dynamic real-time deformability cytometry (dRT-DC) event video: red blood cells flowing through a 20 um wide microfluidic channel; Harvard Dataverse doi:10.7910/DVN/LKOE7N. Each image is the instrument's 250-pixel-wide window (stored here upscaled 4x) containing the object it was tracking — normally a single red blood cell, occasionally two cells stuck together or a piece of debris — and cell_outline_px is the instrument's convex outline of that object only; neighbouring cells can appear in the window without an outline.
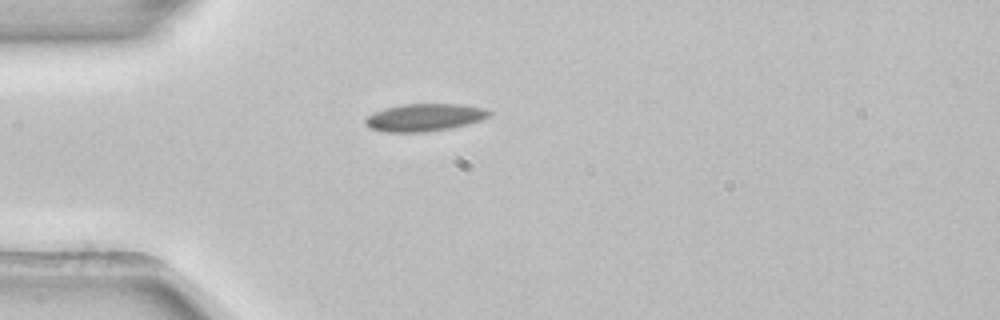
{"species": "common noctule bat (a hibernating species)", "species_latin": "Nyctalus noctula", "temperature_condition": "room temperature", "stored_images_in_passage": 39, "camera_frame_rate_fps": 3000, "um_per_image_px": 0.085, "animal": {"sex": "female", "body_mass_g": 22.7, "forearm_length_mm": 54.2}, "frame": {"image": 1, "passage_image": 1, "time_ms": 0.0, "image_size_px": [1000, 320], "cell_outline_px": [[492, 112], [488, 116], [480, 120], [468, 124], [452, 128], [424, 132], [384, 132], [368, 128], [364, 124], [364, 120], [372, 112], [384, 108], [404, 104], [460, 104], [484, 108]], "centroid_in_image_um": [36.03, 9.99], "position_along_channel_um": 49.0, "area_um2": 20.0}, "authors_computed_cell_mechanics": {"area_um2": 18.2648, "velocity_mm_per_s": 3.8966, "shape_relaxation_time_tau1_ms": 6.7196, "shape_relaxation_time_tau2_ms": null, "deformation_change_tau1": 0.1149, "deformation_change_tau2": null}}